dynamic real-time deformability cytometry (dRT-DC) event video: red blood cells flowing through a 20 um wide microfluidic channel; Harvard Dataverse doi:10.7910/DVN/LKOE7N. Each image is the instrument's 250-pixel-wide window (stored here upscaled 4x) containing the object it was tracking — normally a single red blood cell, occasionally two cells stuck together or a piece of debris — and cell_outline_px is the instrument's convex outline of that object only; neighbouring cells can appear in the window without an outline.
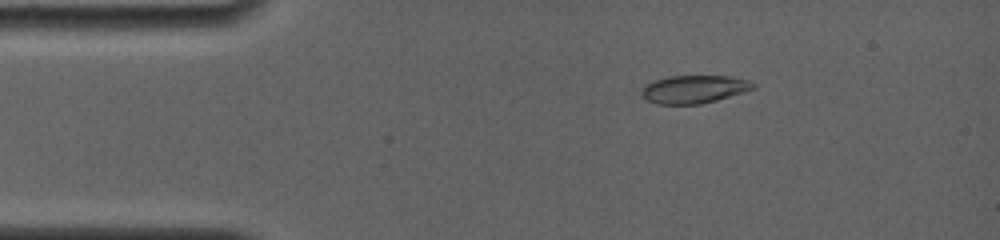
{"species": "common noctule bat (a hibernating species)", "species_latin": "Nyctalus noctula", "temperature_condition": "room temperature", "stored_images_in_passage": 5, "camera_frame_rate_fps": 4000, "um_per_image_px": 0.085, "animal": {"sex": "female", "body_mass_g": 19.0, "forearm_length_mm": 56.7}, "frame": {"image": 1, "passage_image": 3, "time_ms": 1.75, "image_size_px": [1000, 240], "cell_outline_px": [[756, 88], [744, 92], [716, 100], [700, 104], [656, 104], [640, 96], [640, 88], [644, 84], [652, 80], [668, 76], [732, 76], [752, 80], [756, 84]], "centroid_in_image_um": [58.97, 7.57], "position_along_channel_um": 26.0, "area_um2": 18.61}}